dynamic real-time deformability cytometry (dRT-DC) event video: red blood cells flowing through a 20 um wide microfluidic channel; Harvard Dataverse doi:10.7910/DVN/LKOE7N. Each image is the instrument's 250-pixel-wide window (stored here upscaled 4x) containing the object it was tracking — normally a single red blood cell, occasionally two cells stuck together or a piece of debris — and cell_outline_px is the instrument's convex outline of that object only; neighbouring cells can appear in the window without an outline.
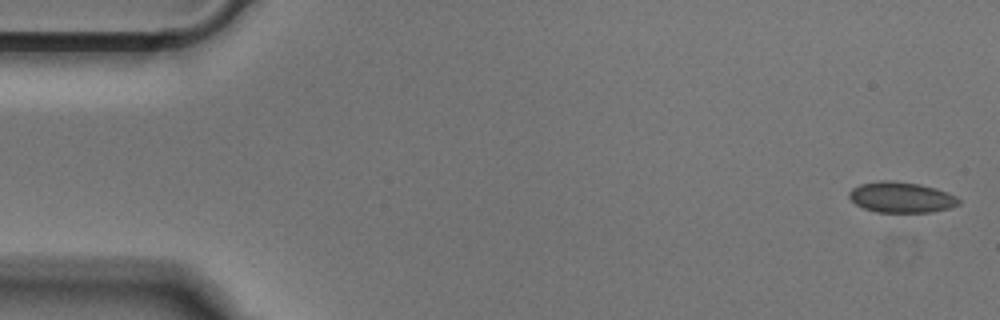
{"species": "Egyptian fruit bat (a non-hibernating species)", "species_latin": "Rousettus aegyptiacus", "temperature_condition": "cold", "stored_images_in_passage": 51, "camera_frame_rate_fps": 3000, "um_per_image_px": 0.085, "animal": {"sex": "male"}, "frame": {"image": 1, "passage_image": 1, "time_ms": 0.0, "image_size_px": [1000, 320], "cell_outline_px": [[960, 204], [948, 208], [932, 212], [876, 212], [864, 208], [856, 204], [848, 196], [848, 192], [852, 188], [860, 184], [880, 180], [892, 180], [920, 184], [936, 188], [948, 192], [956, 196], [960, 200]], "centroid_in_image_um": [76.61, 16.76], "position_along_channel_um": 8.4, "area_um2": 19.71}}
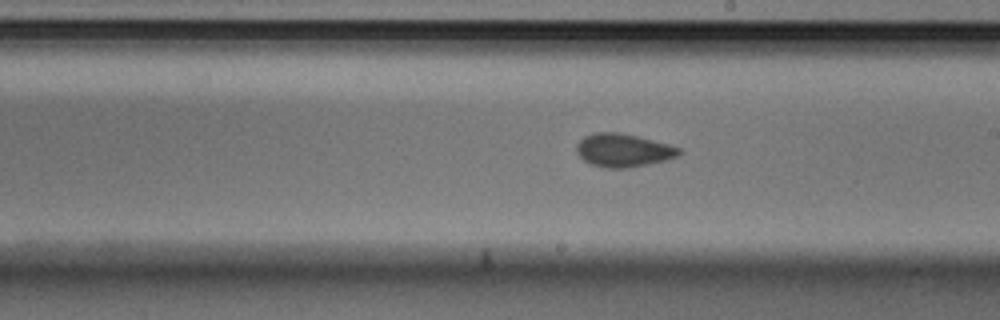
{"frame": {"image": 2, "passage_image": 28, "time_ms": 9.0, "image_size_px": [1000, 320], "cell_outline_px": [[684, 152], [680, 156], [668, 160], [628, 168], [604, 168], [588, 164], [576, 152], [576, 144], [584, 136], [596, 132], [616, 132], [636, 136], [668, 144], [680, 148]], "centroid_in_image_um": [52.99, 12.79], "position_along_channel_um": 236.0, "area_um2": 20.06}}
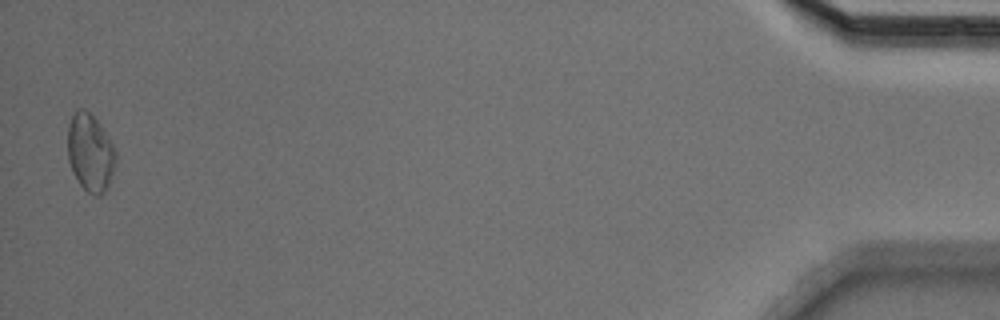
{"frame": {"image": 3, "passage_image": 50, "time_ms": 16.333, "image_size_px": [1000, 320], "cell_outline_px": [[116, 160], [108, 184], [104, 192], [100, 196], [92, 196], [80, 184], [72, 172], [68, 160], [68, 124], [72, 116], [80, 108], [84, 108], [100, 124], [112, 144], [116, 152]], "centroid_in_image_um": [7.66, 12.99], "position_along_channel_um": 427.5, "area_um2": 21.5}}